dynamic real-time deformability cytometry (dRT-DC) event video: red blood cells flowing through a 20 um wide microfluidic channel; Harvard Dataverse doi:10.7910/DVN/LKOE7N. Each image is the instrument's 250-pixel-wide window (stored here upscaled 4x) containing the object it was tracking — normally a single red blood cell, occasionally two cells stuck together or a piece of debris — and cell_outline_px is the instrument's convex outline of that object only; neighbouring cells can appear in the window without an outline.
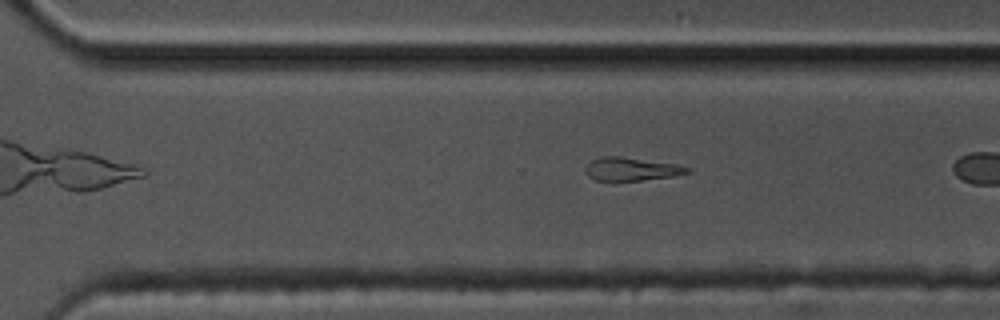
{"species": "common noctule bat (a hibernating species)", "species_latin": "Nyctalus noctula", "temperature_condition": "cold", "stored_images_in_passage": 36, "camera_frame_rate_fps": 3000, "um_per_image_px": 0.085, "animal": {"sex": "male", "body_mass_g": 17.5, "forearm_length_mm": 52.3}, "frame": {"image": 1, "passage_image": 31, "time_ms": 10.0, "image_size_px": [1000, 320], "cell_outline_px": [[692, 172], [672, 176], [640, 180], [596, 180], [588, 176], [584, 168], [592, 160], [600, 156], [620, 156], [676, 164], [692, 168]], "centroid_in_image_um": [53.68, 14.36], "position_along_channel_um": 316.9, "area_um2": 13.7}}